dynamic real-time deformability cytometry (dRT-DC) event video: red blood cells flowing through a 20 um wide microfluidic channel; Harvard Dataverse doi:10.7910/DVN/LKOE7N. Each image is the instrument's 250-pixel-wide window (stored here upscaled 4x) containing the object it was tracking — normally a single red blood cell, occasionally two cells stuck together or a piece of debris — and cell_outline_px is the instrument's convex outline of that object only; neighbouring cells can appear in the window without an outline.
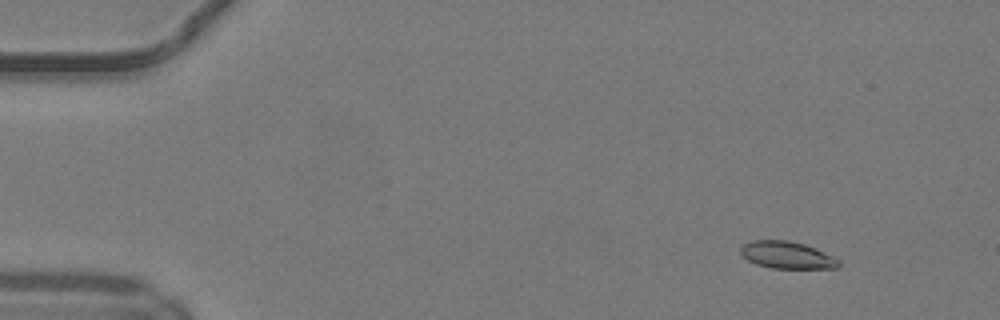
{"species": "common noctule bat (a hibernating species)", "species_latin": "Nyctalus noctula", "temperature_condition": "warm", "stored_images_in_passage": 51, "camera_frame_rate_fps": 3000, "um_per_image_px": 0.085, "animal": {"sex": "male", "body_mass_g": 19.2, "forearm_length_mm": 51.8}, "frame": {"image": 1, "passage_image": 6, "time_ms": 1.667, "image_size_px": [1000, 320], "cell_outline_px": [[840, 264], [836, 268], [772, 268], [756, 264], [748, 260], [740, 252], [740, 248], [744, 244], [752, 240], [788, 240], [804, 244], [816, 248], [840, 260]], "centroid_in_image_um": [66.89, 21.67], "position_along_channel_um": 18.1, "area_um2": 15.43}}
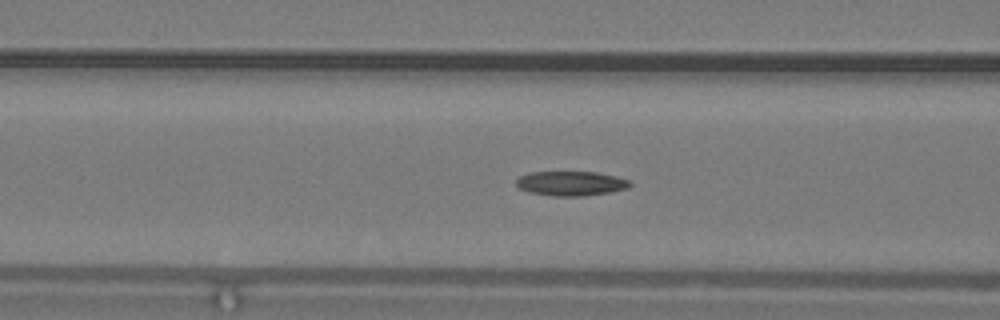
{"frame": {"image": 2, "passage_image": 21, "time_ms": 6.667, "image_size_px": [1000, 320], "cell_outline_px": [[632, 184], [628, 188], [608, 192], [584, 196], [552, 196], [528, 192], [520, 188], [516, 184], [516, 180], [520, 176], [528, 172], [596, 172], [616, 176], [632, 180]], "centroid_in_image_um": [48.54, 15.59], "position_along_channel_um": 118.1, "area_um2": 16.36}}
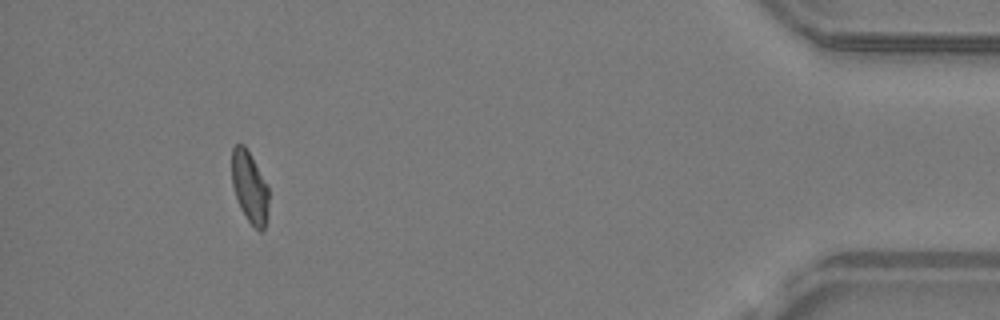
{"frame": {"image": 3, "passage_image": 47, "time_ms": 15.333, "image_size_px": [1000, 320], "cell_outline_px": [[268, 216], [264, 232], [260, 232], [248, 220], [240, 208], [232, 184], [232, 148], [236, 144], [244, 144], [268, 184]], "centroid_in_image_um": [21.24, 15.93], "position_along_channel_um": 414.0, "area_um2": 15.49}, "authors_computed_cell_mechanics": {"area_um2": 16.184, "velocity_mm_per_s": 4.1638, "shape_relaxation_time_tau1_ms": null, "shape_relaxation_time_tau2_ms": 6.7883, "deformation_change_tau1": null, "deformation_change_tau2": 0.1447}}